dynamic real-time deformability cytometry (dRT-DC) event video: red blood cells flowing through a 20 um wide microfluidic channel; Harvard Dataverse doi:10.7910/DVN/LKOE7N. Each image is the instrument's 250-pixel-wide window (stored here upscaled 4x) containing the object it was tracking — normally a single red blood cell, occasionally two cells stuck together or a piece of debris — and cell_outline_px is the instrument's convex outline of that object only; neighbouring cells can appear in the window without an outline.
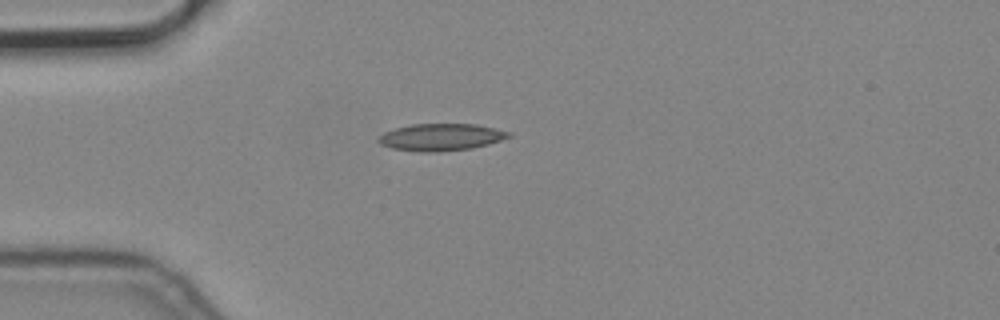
{"species": "common noctule bat (a hibernating species)", "species_latin": "Nyctalus noctula", "temperature_condition": "cold", "stored_images_in_passage": 4, "camera_frame_rate_fps": 3000, "um_per_image_px": 0.085, "animal": {"sex": "male", "body_mass_g": 19.2, "forearm_length_mm": 51.8}, "frame": {"image": 1, "passage_image": 1, "time_ms": 0.0, "image_size_px": [1000, 320], "cell_outline_px": [[512, 136], [488, 144], [472, 148], [436, 152], [420, 152], [392, 148], [380, 144], [376, 140], [384, 132], [396, 128], [412, 124], [476, 124], [512, 132]], "centroid_in_image_um": [37.48, 11.66], "position_along_channel_um": 47.5, "area_um2": 20.52}}
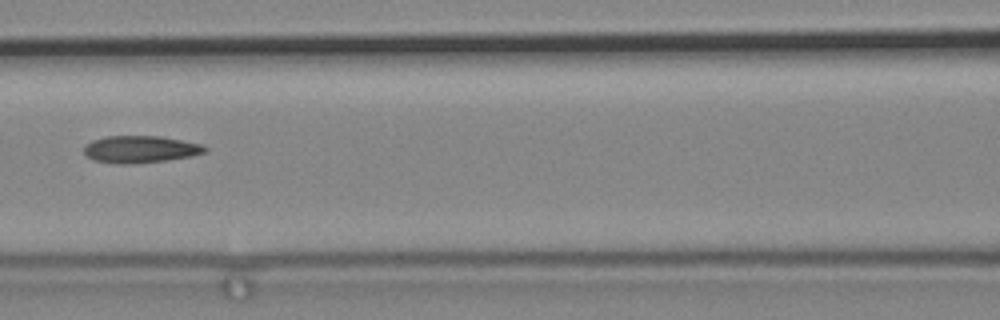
{"frame": {"image": 2, "passage_image": 4, "time_ms": 1.0, "image_size_px": [1000, 320], "cell_outline_px": [[208, 152], [192, 156], [168, 160], [124, 164], [120, 164], [92, 160], [84, 152], [84, 144], [92, 140], [104, 136], [160, 136], [200, 144], [208, 148]], "centroid_in_image_um": [11.92, 12.68], "position_along_channel_um": 154.7, "area_um2": 19.13}}